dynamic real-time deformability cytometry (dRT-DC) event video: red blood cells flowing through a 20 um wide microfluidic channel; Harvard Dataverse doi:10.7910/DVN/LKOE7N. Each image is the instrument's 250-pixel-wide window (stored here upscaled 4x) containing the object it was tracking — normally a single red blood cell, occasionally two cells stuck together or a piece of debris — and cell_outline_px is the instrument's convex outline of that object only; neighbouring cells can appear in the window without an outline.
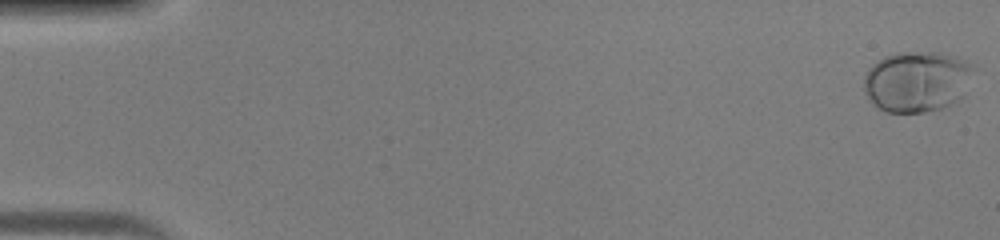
{"species": "human", "species_latin": "Homo sapiens", "temperature_condition": "warm", "stored_images_in_passage": 46, "camera_frame_rate_fps": 3000, "um_per_image_px": 0.085, "donor": {"sex": "male"}, "frame": {"image": 1, "passage_image": 1, "time_ms": 0.0, "image_size_px": [1000, 240], "cell_outline_px": [[976, 68], [964, 96], [944, 108], [924, 112], [884, 112], [868, 100], [864, 92], [864, 76], [868, 68], [872, 64], [884, 56], [896, 52], [940, 52], [956, 56], [968, 60]], "centroid_in_image_um": [77.96, 6.91], "position_along_channel_um": 7.0, "area_um2": 39.77}}
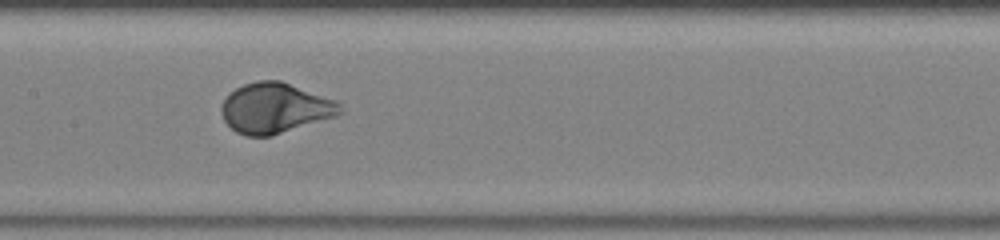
{"frame": {"image": 2, "passage_image": 24, "time_ms": 7.667, "image_size_px": [1000, 240], "cell_outline_px": [[344, 112], [336, 116], [272, 136], [248, 136], [236, 132], [224, 120], [220, 112], [220, 108], [224, 100], [236, 88], [244, 84], [256, 80], [280, 80], [336, 100], [340, 104]], "centroid_in_image_um": [23.39, 9.19], "position_along_channel_um": 184.0, "area_um2": 34.74}}
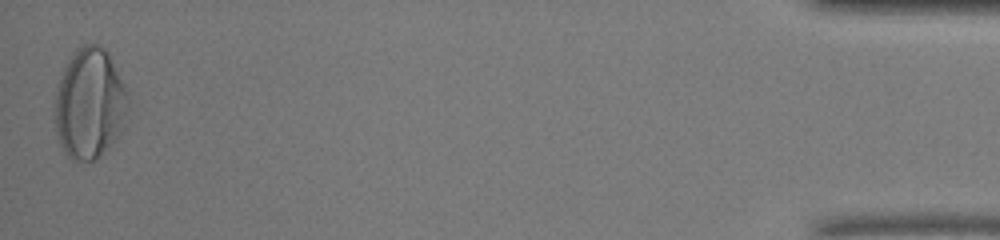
{"frame": {"image": 3, "passage_image": 46, "time_ms": 15.0, "image_size_px": [1000, 240], "cell_outline_px": [[128, 104], [124, 128], [120, 136], [96, 160], [72, 160], [64, 152], [60, 144], [56, 132], [56, 92], [60, 76], [68, 60], [76, 48], [80, 44], [96, 44], [104, 48], [108, 52], [128, 92]], "centroid_in_image_um": [7.64, 8.81], "position_along_channel_um": 427.6, "area_um2": 47.45}}